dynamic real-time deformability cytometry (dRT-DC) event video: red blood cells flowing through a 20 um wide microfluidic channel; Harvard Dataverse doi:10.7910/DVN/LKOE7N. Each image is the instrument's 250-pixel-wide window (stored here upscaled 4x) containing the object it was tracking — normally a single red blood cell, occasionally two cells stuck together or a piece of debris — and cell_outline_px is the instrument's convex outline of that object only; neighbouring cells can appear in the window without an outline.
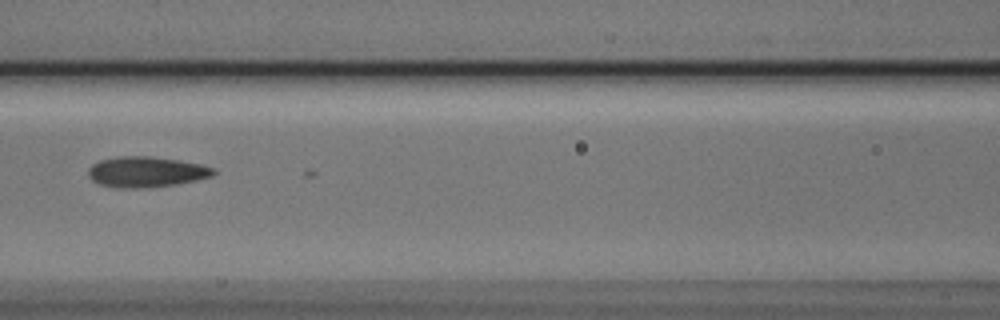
{"species": "Egyptian fruit bat (a non-hibernating species)", "species_latin": "Rousettus aegyptiacus", "temperature_condition": "cold", "stored_images_in_passage": 6, "camera_frame_rate_fps": 3000, "um_per_image_px": 0.085, "animal": {"sex": "male"}, "frame": {"image": 1, "passage_image": 4, "time_ms": 1.0, "image_size_px": [1000, 320], "cell_outline_px": [[216, 172], [212, 176], [196, 180], [176, 184], [140, 188], [120, 188], [100, 184], [92, 180], [88, 176], [88, 168], [92, 164], [100, 160], [116, 156], [152, 156], [180, 160], [200, 164], [216, 168]], "centroid_in_image_um": [12.43, 14.6], "position_along_channel_um": 154.2, "area_um2": 22.43}}